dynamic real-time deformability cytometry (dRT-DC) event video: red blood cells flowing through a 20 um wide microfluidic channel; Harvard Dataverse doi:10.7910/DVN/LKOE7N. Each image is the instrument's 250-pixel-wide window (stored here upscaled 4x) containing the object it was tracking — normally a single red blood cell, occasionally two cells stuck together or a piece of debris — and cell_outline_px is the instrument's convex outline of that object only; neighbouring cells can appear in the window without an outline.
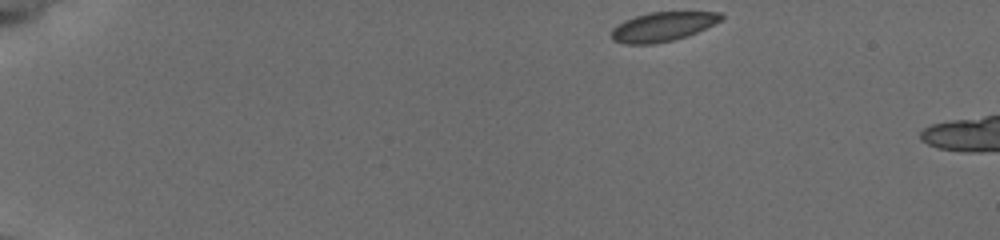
{"species": "common noctule bat (a hibernating species)", "species_latin": "Nyctalus noctula", "temperature_condition": "cold", "stored_images_in_passage": 8, "camera_frame_rate_fps": 3000, "um_per_image_px": 0.085, "animal": {"sex": "female", "body_mass_g": 19.5, "forearm_length_mm": 54.1}, "frame": {"image": 1, "passage_image": 1, "time_ms": 0.0, "image_size_px": [1000, 240], "cell_outline_px": [[724, 16], [720, 20], [688, 36], [672, 40], [652, 44], [624, 44], [612, 40], [612, 28], [624, 20], [648, 12], [720, 12]], "centroid_in_image_um": [56.28, 2.27], "position_along_channel_um": 28.7, "area_um2": 18.5}}